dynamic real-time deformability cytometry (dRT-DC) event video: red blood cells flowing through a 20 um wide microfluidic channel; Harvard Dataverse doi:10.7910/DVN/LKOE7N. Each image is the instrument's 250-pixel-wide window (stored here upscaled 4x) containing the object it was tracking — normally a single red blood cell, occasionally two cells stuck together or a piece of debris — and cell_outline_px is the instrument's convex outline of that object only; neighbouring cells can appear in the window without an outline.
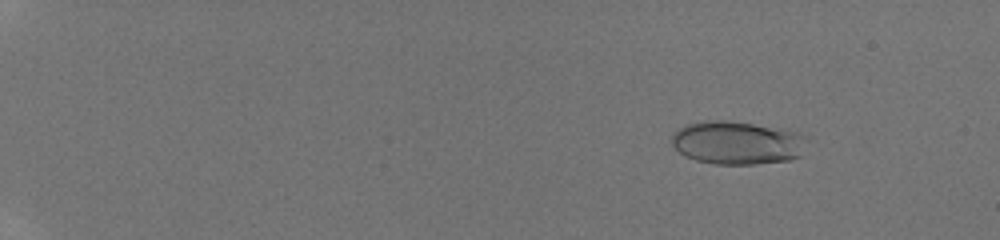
{"species": "human", "species_latin": "Homo sapiens", "temperature_condition": "room temperature", "stored_images_in_passage": 47, "camera_frame_rate_fps": 3000, "um_per_image_px": 0.085, "donor": {"sex": "male"}, "frame": {"image": 1, "passage_image": 7, "time_ms": 2.0, "image_size_px": [1000, 240], "cell_outline_px": [[808, 140], [800, 156], [792, 160], [756, 164], [716, 164], [696, 160], [684, 156], [668, 140], [680, 128], [688, 124], [704, 120], [728, 120], [788, 128], [800, 132]], "centroid_in_image_um": [62.72, 12.12], "position_along_channel_um": 22.3, "area_um2": 34.74}}
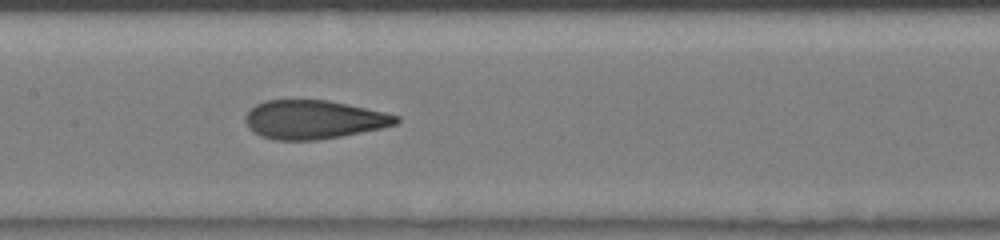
{"frame": {"image": 2, "passage_image": 27, "time_ms": 8.667, "image_size_px": [1000, 240], "cell_outline_px": [[400, 120], [396, 124], [380, 128], [340, 136], [316, 140], [272, 140], [260, 136], [252, 132], [248, 128], [244, 120], [244, 116], [256, 104], [264, 100], [328, 100], [400, 116]], "centroid_in_image_um": [26.59, 10.17], "position_along_channel_um": 180.8, "area_um2": 33.87}}
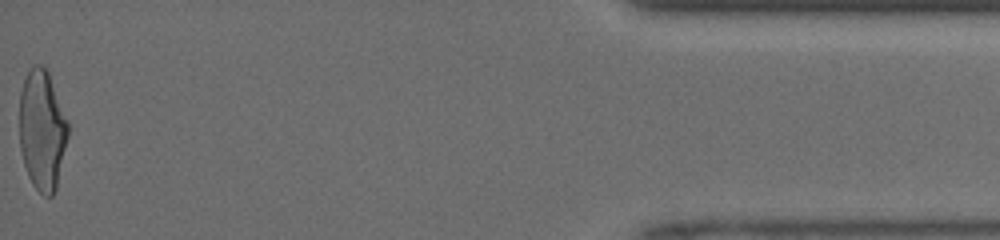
{"frame": {"image": 3, "passage_image": 47, "time_ms": 15.333, "image_size_px": [1000, 240], "cell_outline_px": [[68, 136], [56, 188], [52, 196], [44, 196], [32, 184], [28, 176], [24, 164], [20, 148], [20, 92], [24, 80], [32, 64], [44, 64], [48, 72], [68, 124]], "centroid_in_image_um": [3.57, 11.05], "position_along_channel_um": 431.6, "area_um2": 33.7}}